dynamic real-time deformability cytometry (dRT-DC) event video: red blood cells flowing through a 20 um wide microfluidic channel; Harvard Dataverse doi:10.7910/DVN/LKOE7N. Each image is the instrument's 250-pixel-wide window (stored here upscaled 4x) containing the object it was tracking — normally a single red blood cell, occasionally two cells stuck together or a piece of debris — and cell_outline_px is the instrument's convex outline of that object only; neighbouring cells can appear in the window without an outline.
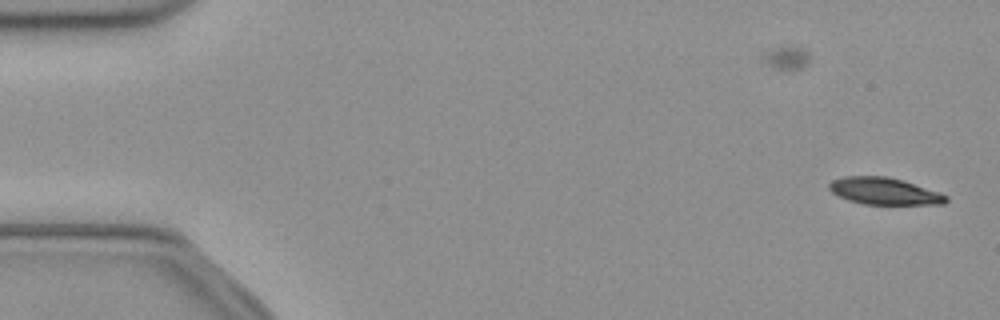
{"species": "common noctule bat (a hibernating species)", "species_latin": "Nyctalus noctula", "temperature_condition": "cold", "stored_images_in_passage": 52, "camera_frame_rate_fps": 3000, "um_per_image_px": 0.085, "animal": {"sex": "female", "body_mass_g": 21.9}, "frame": {"image": 1, "passage_image": 1, "time_ms": 0.0, "image_size_px": [1000, 320], "cell_outline_px": [[948, 200], [944, 204], [864, 204], [848, 200], [832, 192], [828, 188], [828, 184], [832, 180], [844, 176], [888, 176], [904, 180], [940, 192], [948, 196]], "centroid_in_image_um": [75.18, 16.24], "position_along_channel_um": 9.8, "area_um2": 18.44}}
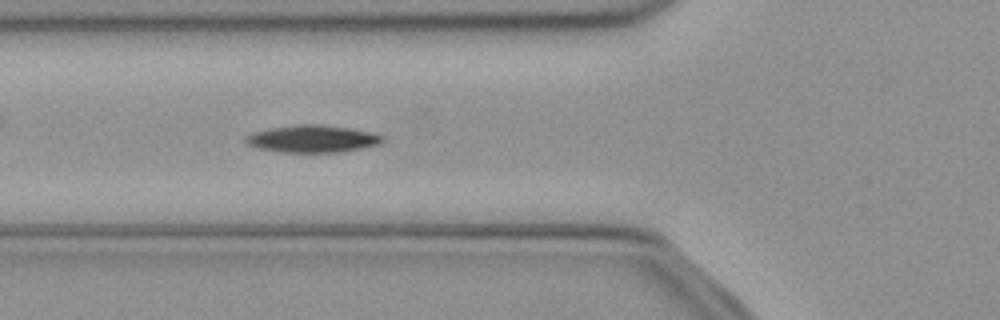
{"frame": {"image": 2, "passage_image": 18, "time_ms": 5.667, "image_size_px": [1000, 320], "cell_outline_px": [[384, 140], [380, 144], [344, 152], [280, 152], [260, 148], [248, 144], [244, 140], [244, 136], [252, 132], [272, 128], [300, 124], [316, 124], [348, 128], [368, 132], [384, 136]], "centroid_in_image_um": [26.55, 11.81], "position_along_channel_um": 99.3, "area_um2": 21.56}}
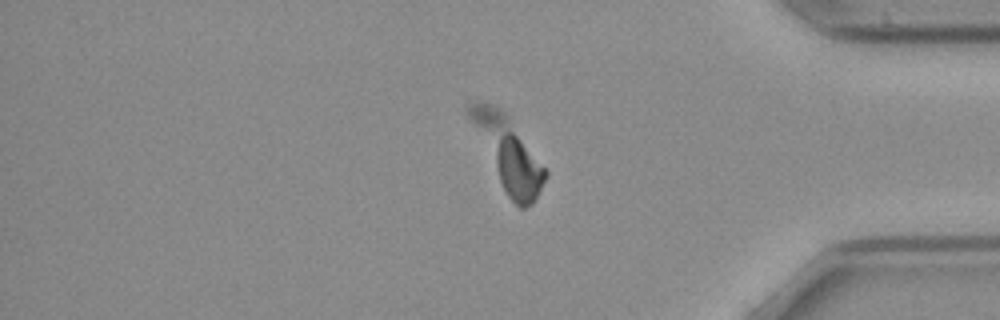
{"frame": {"image": 3, "passage_image": 42, "time_ms": 13.667, "image_size_px": [1000, 320], "cell_outline_px": [[548, 172], [532, 204], [524, 208], [520, 208], [508, 196], [464, 108], [464, 104], [472, 100], [476, 100], [492, 104], [500, 108], [504, 112]], "centroid_in_image_um": [43.14, 12.96], "position_along_channel_um": 392.1, "area_um2": 30.46}, "authors_computed_cell_mechanics": {"area_um2": 20.6057, "velocity_mm_per_s": 3.9386, "shape_relaxation_time_tau1_ms": 4.7622, "shape_relaxation_time_tau2_ms": null, "deformation_change_tau1": 0.1174, "deformation_change_tau2": null}}